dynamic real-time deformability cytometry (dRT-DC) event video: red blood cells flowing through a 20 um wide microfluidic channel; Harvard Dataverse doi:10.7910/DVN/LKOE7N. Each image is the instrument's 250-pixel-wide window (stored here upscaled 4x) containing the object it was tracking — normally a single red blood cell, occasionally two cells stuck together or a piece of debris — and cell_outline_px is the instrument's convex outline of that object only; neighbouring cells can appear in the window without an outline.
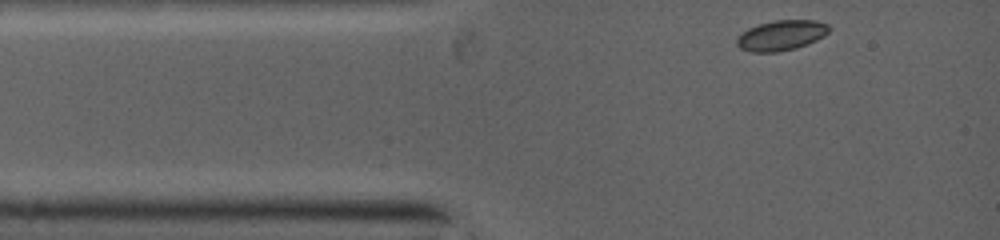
{"species": "common noctule bat (a hibernating species)", "species_latin": "Nyctalus noctula", "temperature_condition": "warm", "stored_images_in_passage": 30, "camera_frame_rate_fps": 5000, "um_per_image_px": 0.085, "animal": {"sex": "female", "body_mass_g": 19.0, "forearm_length_mm": 53.3}, "frame": {"image": 1, "passage_image": 1, "time_ms": 0.0, "image_size_px": [1000, 240], "cell_outline_px": [[828, 32], [824, 36], [816, 40], [796, 48], [776, 52], [752, 52], [740, 48], [736, 44], [736, 40], [748, 28], [772, 20], [812, 20], [828, 24]], "centroid_in_image_um": [66.4, 3.01], "position_along_channel_um": 18.6, "area_um2": 16.01}}
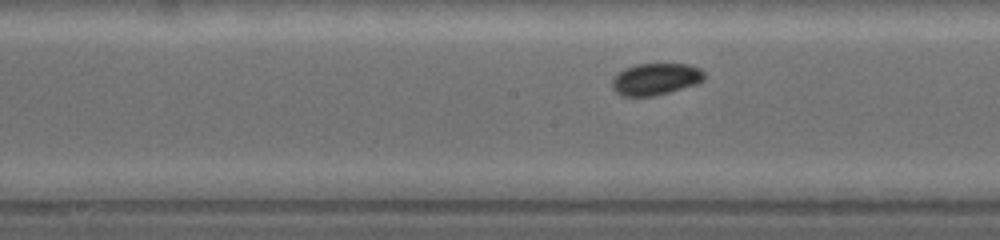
{"frame": {"image": 2, "passage_image": 18, "time_ms": 4.6, "image_size_px": [1000, 240], "cell_outline_px": [[704, 80], [696, 84], [668, 92], [652, 96], [624, 96], [616, 92], [612, 84], [612, 80], [620, 72], [636, 64], [688, 64], [700, 68], [704, 72]], "centroid_in_image_um": [55.76, 6.72], "position_along_channel_um": 192.4, "area_um2": 16.76}}
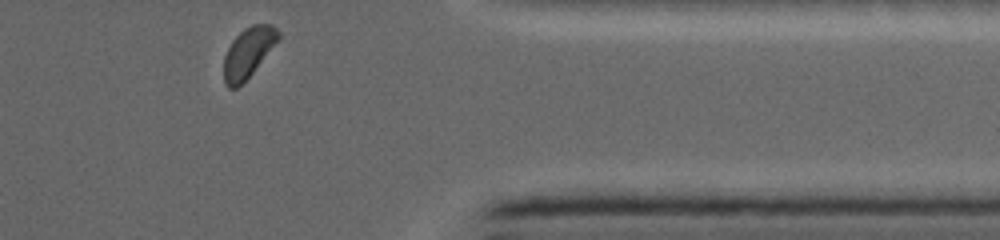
{"frame": {"image": 3, "passage_image": 30, "time_ms": 9.4, "image_size_px": [1000, 240], "cell_outline_px": [[280, 36], [252, 72], [236, 88], [228, 88], [224, 84], [224, 56], [232, 40], [244, 28], [252, 24], [268, 24], [276, 28], [280, 32]], "centroid_in_image_um": [21.05, 4.45], "position_along_channel_um": 390.3, "area_um2": 15.37}}